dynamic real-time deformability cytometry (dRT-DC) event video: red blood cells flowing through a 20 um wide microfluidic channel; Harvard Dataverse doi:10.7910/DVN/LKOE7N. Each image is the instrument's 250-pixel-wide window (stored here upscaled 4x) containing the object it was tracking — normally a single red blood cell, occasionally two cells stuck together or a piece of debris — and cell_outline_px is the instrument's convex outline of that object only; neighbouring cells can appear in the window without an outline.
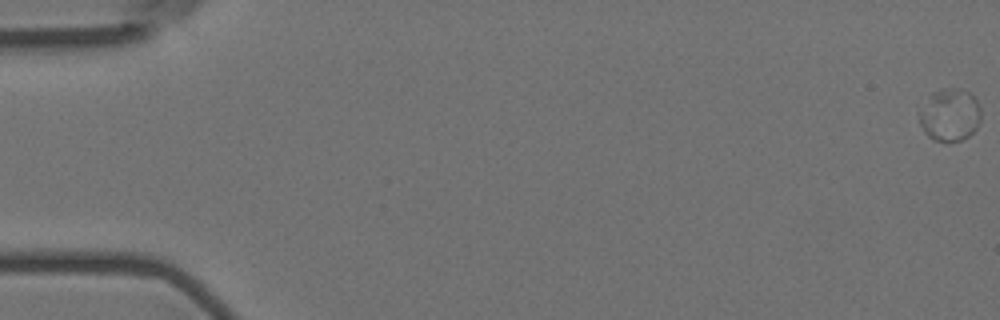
{"species": "Egyptian fruit bat (a non-hibernating species)", "species_latin": "Rousettus aegyptiacus", "temperature_condition": "room temperature", "stored_images_in_passage": 8, "camera_frame_rate_fps": 3000, "um_per_image_px": 0.085, "animal": {"sex": "female"}, "frame": {"image": 1, "passage_image": 1, "time_ms": 0.0, "image_size_px": [1000, 320], "cell_outline_px": [[980, 120], [976, 128], [968, 136], [960, 140], [932, 140], [924, 132], [920, 124], [920, 116], [932, 92], [944, 88], [960, 88], [968, 92], [976, 100], [980, 108]], "centroid_in_image_um": [80.76, 9.76], "position_along_channel_um": 4.2, "area_um2": 18.32}}